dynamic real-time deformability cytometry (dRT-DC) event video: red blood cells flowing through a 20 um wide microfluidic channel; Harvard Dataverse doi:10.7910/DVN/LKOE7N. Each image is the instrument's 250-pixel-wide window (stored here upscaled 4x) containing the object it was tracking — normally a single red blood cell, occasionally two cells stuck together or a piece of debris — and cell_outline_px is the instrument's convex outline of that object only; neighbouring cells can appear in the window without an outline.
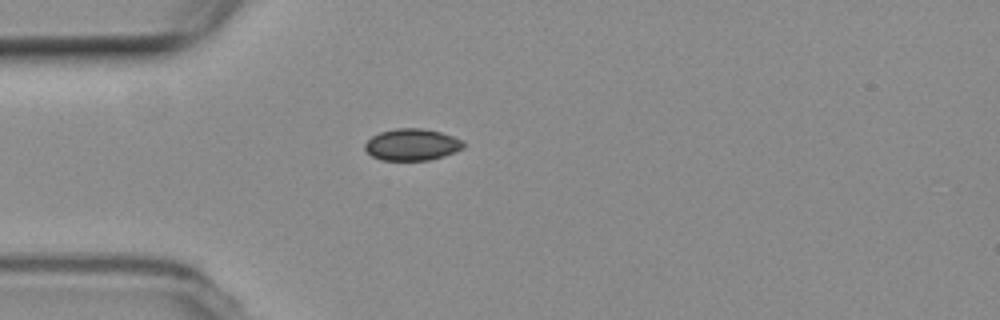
{"species": "common noctule bat (a hibernating species)", "species_latin": "Nyctalus noctula", "temperature_condition": "room temperature", "stored_images_in_passage": 2, "camera_frame_rate_fps": 3000, "um_per_image_px": 0.085, "animal": {"sex": "female", "body_mass_g": 19.3, "forearm_length_mm": 54.1}, "frame": {"image": 1, "passage_image": 1, "time_ms": 0.0, "image_size_px": [1000, 320], "cell_outline_px": [[464, 148], [456, 152], [444, 156], [428, 160], [380, 160], [372, 156], [364, 148], [364, 144], [372, 136], [380, 132], [396, 128], [424, 128], [440, 132], [464, 140]], "centroid_in_image_um": [35.03, 12.29], "position_along_channel_um": 50.0, "area_um2": 18.32}}